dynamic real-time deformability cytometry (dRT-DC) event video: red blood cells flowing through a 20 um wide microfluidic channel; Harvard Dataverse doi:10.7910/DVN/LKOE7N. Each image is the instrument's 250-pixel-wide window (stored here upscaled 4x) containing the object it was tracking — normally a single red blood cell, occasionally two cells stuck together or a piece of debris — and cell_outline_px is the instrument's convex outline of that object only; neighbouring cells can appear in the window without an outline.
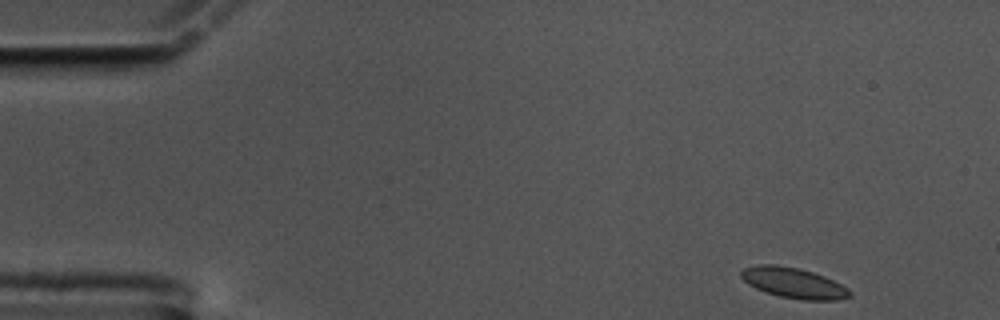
{"species": "common noctule bat (a hibernating species)", "species_latin": "Nyctalus noctula", "temperature_condition": "cold", "stored_images_in_passage": 54, "camera_frame_rate_fps": 3000, "um_per_image_px": 0.085, "animal": {"sex": "male", "body_mass_g": 17.5, "forearm_length_mm": 52.3}, "frame": {"image": 1, "passage_image": 1, "time_ms": 0.0, "image_size_px": [1000, 320], "cell_outline_px": [[852, 296], [836, 300], [804, 300], [780, 296], [764, 292], [748, 284], [740, 276], [740, 272], [744, 268], [760, 264], [776, 264], [800, 268], [824, 276], [848, 288], [852, 292]], "centroid_in_image_um": [67.45, 24.04], "position_along_channel_um": 17.5, "area_um2": 19.31}}
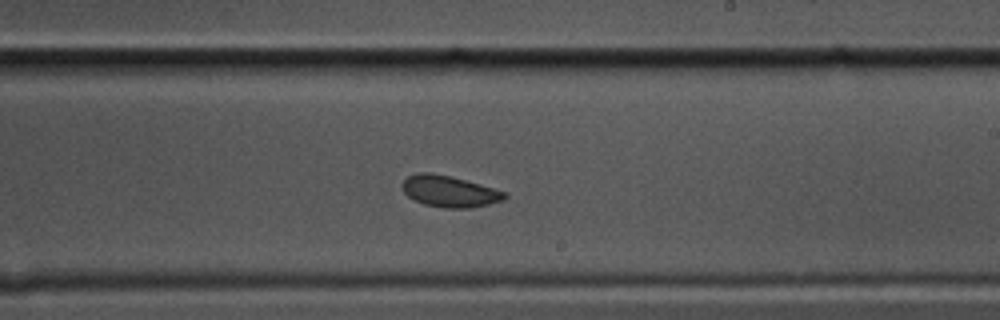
{"frame": {"image": 2, "passage_image": 30, "time_ms": 9.667, "image_size_px": [1000, 320], "cell_outline_px": [[508, 196], [504, 200], [488, 204], [468, 208], [444, 208], [424, 204], [408, 196], [404, 192], [404, 180], [408, 176], [420, 172], [432, 172], [464, 180], [492, 188], [504, 192]], "centroid_in_image_um": [38.2, 16.27], "position_along_channel_um": 250.8, "area_um2": 18.26}}
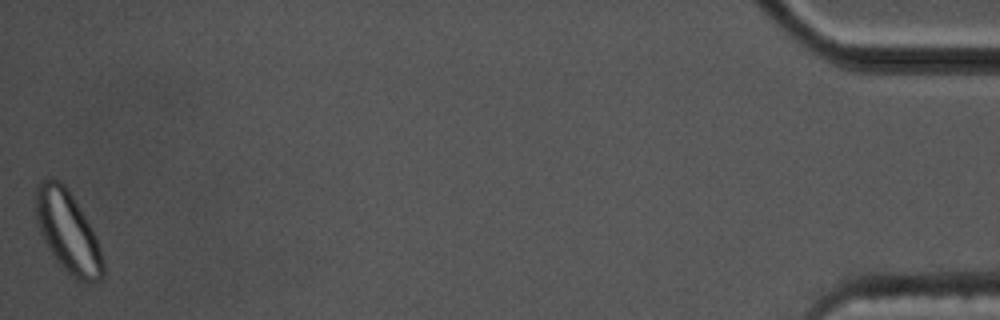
{"frame": {"image": 3, "passage_image": 54, "time_ms": 17.667, "image_size_px": [1000, 320], "cell_outline_px": [[104, 276], [100, 280], [92, 284], [76, 280], [56, 260], [44, 240], [36, 224], [36, 184], [40, 180], [48, 176], [52, 176], [60, 180], [68, 188], [92, 228], [96, 236], [100, 248], [104, 264]], "centroid_in_image_um": [5.77, 19.67], "position_along_channel_um": 429.4, "area_um2": 32.31}, "authors_computed_cell_mechanics": {"area_um2": 18.8428, "velocity_mm_per_s": 3.4224, "shape_relaxation_time_tau1_ms": null, "shape_relaxation_time_tau2_ms": 8.2151, "deformation_change_tau1": null, "deformation_change_tau2": 0.1095}}